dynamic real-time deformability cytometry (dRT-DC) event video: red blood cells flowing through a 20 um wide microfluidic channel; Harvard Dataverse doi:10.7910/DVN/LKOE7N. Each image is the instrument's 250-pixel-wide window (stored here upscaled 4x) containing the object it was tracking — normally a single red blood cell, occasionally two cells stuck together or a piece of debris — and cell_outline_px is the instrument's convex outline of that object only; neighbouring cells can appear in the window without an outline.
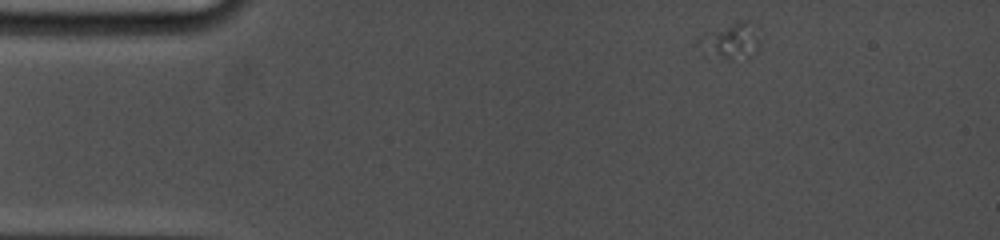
{"species": "common noctule bat (a hibernating species)", "species_latin": "Nyctalus noctula", "temperature_condition": "cold", "stored_images_in_passage": 3, "camera_frame_rate_fps": 5000, "um_per_image_px": 0.085, "animal": {"sex": "female", "body_mass_g": 19.0, "forearm_length_mm": 53.3}, "frame": {"image": 1, "passage_image": 1, "time_ms": 0.0, "image_size_px": [1000, 240], "cell_outline_px": [[760, 44], [756, 52], [748, 60], [728, 60], [704, 56], [696, 40], [704, 32], [740, 20], [748, 20], [760, 28]], "centroid_in_image_um": [62.15, 3.51], "position_along_channel_um": 22.9, "area_um2": 14.05}}